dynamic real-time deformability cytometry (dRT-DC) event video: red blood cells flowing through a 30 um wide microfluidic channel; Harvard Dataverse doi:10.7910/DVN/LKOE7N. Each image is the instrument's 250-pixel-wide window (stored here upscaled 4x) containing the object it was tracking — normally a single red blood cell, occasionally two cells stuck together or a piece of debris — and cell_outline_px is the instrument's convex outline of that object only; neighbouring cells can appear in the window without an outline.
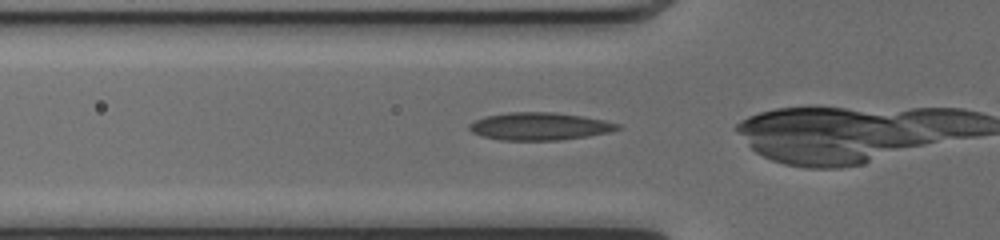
{"species": "common noctule bat (a hibernating species)", "species_latin": "Nyctalus noctula", "temperature_condition": "cold", "stored_images_in_passage": 7, "camera_frame_rate_fps": 3000, "um_per_image_px": 0.085, "animal": {"sex": "female", "body_mass_g": 17.0, "forearm_length_mm": 48.0}, "frame": {"image": 1, "passage_image": 2, "time_ms": 0.333, "image_size_px": [1000, 240], "cell_outline_px": [[624, 128], [612, 132], [588, 136], [560, 140], [500, 140], [480, 136], [472, 132], [468, 128], [468, 124], [484, 116], [508, 112], [552, 112], [580, 116], [604, 120], [620, 124]], "centroid_in_image_um": [45.87, 10.74], "position_along_channel_um": 79.9, "area_um2": 24.04}}
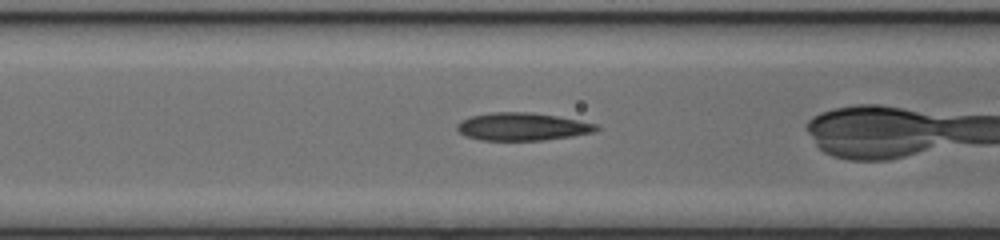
{"frame": {"image": 2, "passage_image": 5, "time_ms": 1.333, "image_size_px": [1000, 240], "cell_outline_px": [[600, 128], [596, 132], [572, 136], [544, 140], [480, 140], [464, 136], [456, 128], [456, 124], [460, 120], [472, 116], [492, 112], [528, 112], [556, 116], [596, 124]], "centroid_in_image_um": [44.37, 10.77], "position_along_channel_um": 122.2, "area_um2": 22.48}}